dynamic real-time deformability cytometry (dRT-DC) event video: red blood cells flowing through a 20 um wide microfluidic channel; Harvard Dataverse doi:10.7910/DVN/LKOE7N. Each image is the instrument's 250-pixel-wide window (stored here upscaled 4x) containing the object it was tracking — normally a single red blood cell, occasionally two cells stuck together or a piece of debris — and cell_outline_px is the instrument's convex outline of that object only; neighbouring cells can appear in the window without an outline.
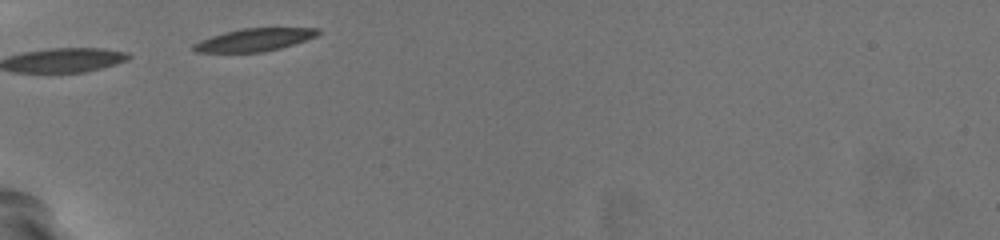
{"species": "common noctule bat (a hibernating species)", "species_latin": "Nyctalus noctula", "temperature_condition": "warm", "stored_images_in_passage": 24, "camera_frame_rate_fps": 3000, "um_per_image_px": 0.085, "animal": {"sex": "female", "body_mass_g": 19.5, "forearm_length_mm": 54.1}, "frame": {"image": 1, "passage_image": 1, "time_ms": 0.0, "image_size_px": [1000, 240], "cell_outline_px": [[320, 32], [316, 36], [280, 48], [260, 52], [196, 52], [192, 48], [192, 44], [200, 40], [224, 32], [244, 28], [320, 28]], "centroid_in_image_um": [21.59, 3.38], "position_along_channel_um": 63.4, "area_um2": 16.24}}